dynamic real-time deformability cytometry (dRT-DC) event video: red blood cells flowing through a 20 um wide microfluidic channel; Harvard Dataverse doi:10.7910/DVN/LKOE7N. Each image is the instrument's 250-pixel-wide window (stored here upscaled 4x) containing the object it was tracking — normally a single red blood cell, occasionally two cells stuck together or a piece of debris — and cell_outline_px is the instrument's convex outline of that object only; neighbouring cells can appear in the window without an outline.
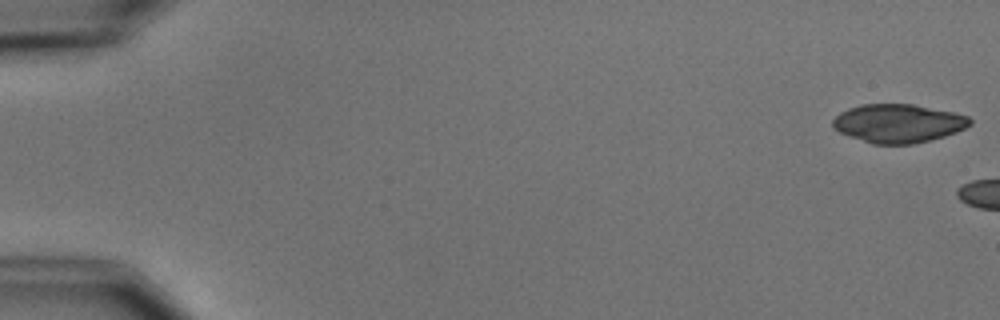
{"species": "common noctule bat (a hibernating species)", "species_latin": "Nyctalus noctula", "temperature_condition": "cold", "stored_images_in_passage": 2, "camera_frame_rate_fps": 3000, "um_per_image_px": 0.085, "animal": {"sex": "male", "body_mass_g": 15.6}, "frame": {"image": 1, "passage_image": 1, "time_ms": 0.0, "image_size_px": [1000, 320], "cell_outline_px": [[972, 124], [956, 132], [944, 136], [912, 144], [872, 144], [840, 132], [832, 128], [832, 120], [840, 112], [848, 108], [860, 104], [912, 104], [952, 112], [968, 116], [972, 120]], "centroid_in_image_um": [76.32, 10.48], "position_along_channel_um": 8.7, "area_um2": 30.69}}